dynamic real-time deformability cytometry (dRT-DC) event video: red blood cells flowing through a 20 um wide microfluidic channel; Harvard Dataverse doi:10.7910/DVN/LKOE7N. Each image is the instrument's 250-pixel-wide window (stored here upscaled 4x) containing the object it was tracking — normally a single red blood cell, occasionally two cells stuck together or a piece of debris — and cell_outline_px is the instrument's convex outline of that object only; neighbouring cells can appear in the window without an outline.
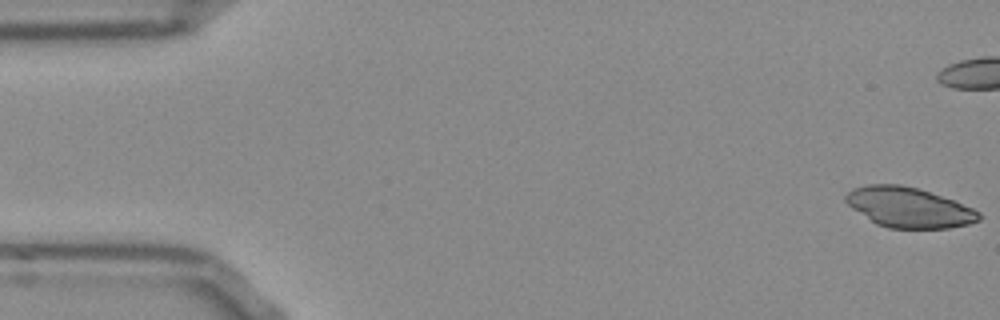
{"species": "Egyptian fruit bat (a non-hibernating species)", "species_latin": "Rousettus aegyptiacus", "temperature_condition": "room temperature", "stored_images_in_passage": 53, "camera_frame_rate_fps": 3000, "um_per_image_px": 0.085, "frame": {"image": 1, "passage_image": 1, "time_ms": 0.0, "image_size_px": [1000, 320], "cell_outline_px": [[984, 216], [980, 220], [968, 224], [948, 228], [888, 228], [876, 224], [852, 208], [844, 200], [844, 196], [852, 188], [868, 184], [900, 184], [916, 188], [952, 200], [972, 208], [980, 212]], "centroid_in_image_um": [77.23, 17.63], "position_along_channel_um": 7.8, "area_um2": 30.98}}
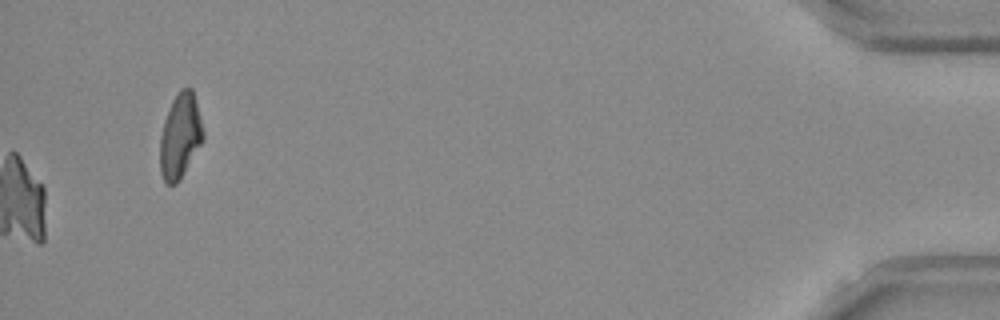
{"frame": {"image": 2, "passage_image": 53, "time_ms": 17.333, "image_size_px": [1000, 320], "cell_outline_px": [[204, 140], [180, 180], [176, 184], [168, 184], [164, 180], [160, 172], [160, 136], [164, 120], [172, 100], [180, 88], [192, 88], [200, 116], [204, 132]], "centroid_in_image_um": [15.32, 11.57], "position_along_channel_um": 419.9, "area_um2": 21.39}}